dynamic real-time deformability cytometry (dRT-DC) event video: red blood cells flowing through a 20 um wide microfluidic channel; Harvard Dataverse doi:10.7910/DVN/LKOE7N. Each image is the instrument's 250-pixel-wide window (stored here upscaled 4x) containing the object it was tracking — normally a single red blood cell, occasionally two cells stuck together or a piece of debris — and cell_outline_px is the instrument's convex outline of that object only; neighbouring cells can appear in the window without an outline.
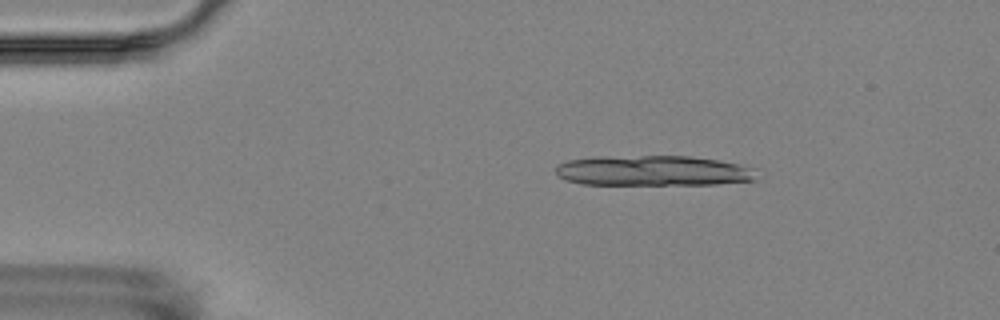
{"species": "Egyptian fruit bat (a non-hibernating species)", "species_latin": "Rousettus aegyptiacus", "temperature_condition": "room temperature", "stored_images_in_passage": 3, "camera_frame_rate_fps": 3000, "um_per_image_px": 0.085, "animal": {"sex": "female"}, "frame": {"image": 1, "passage_image": 2, "time_ms": 2.0, "image_size_px": [1000, 320], "cell_outline_px": [[756, 180], [716, 184], [580, 184], [556, 176], [556, 164], [568, 160], [596, 156], [688, 156], [720, 160], [740, 164], [748, 168]], "centroid_in_image_um": [55.41, 14.5], "position_along_channel_um": 29.6, "area_um2": 35.32}}